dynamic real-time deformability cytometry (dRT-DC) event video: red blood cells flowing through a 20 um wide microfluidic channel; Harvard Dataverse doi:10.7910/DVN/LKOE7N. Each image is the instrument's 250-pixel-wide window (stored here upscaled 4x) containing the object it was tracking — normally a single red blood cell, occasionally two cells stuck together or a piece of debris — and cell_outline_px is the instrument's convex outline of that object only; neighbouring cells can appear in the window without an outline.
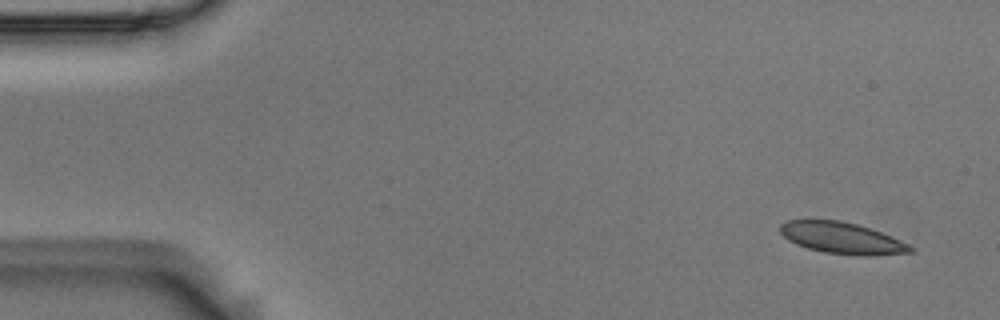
{"species": "Egyptian fruit bat (a non-hibernating species)", "species_latin": "Rousettus aegyptiacus", "temperature_condition": "room temperature", "stored_images_in_passage": 9, "camera_frame_rate_fps": 3000, "um_per_image_px": 0.085, "animal": {"sex": "male"}, "frame": {"image": 1, "passage_image": 1, "time_ms": 0.0, "image_size_px": [1000, 320], "cell_outline_px": [[916, 248], [912, 252], [876, 256], [856, 256], [824, 252], [808, 248], [796, 244], [788, 240], [780, 232], [780, 224], [788, 220], [840, 220], [856, 224], [880, 232], [900, 240]], "centroid_in_image_um": [71.58, 20.25], "position_along_channel_um": 13.4, "area_um2": 23.87}}
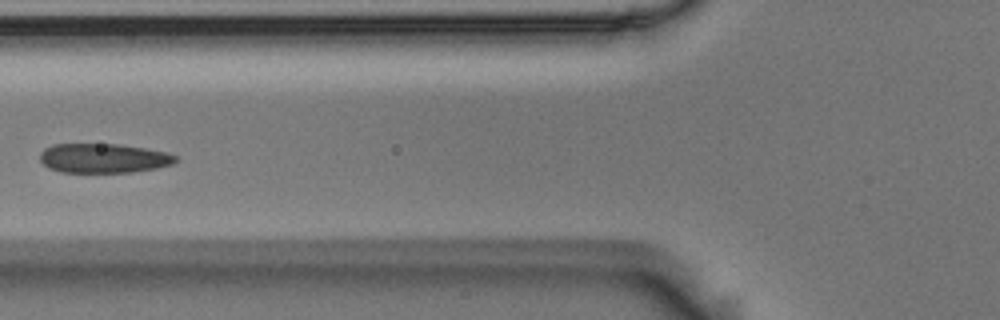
{"frame": {"image": 2, "passage_image": 6, "time_ms": 1.667, "image_size_px": [1000, 320], "cell_outline_px": [[180, 160], [172, 164], [156, 168], [132, 172], [60, 172], [48, 168], [40, 160], [40, 152], [44, 148], [52, 144], [120, 144], [144, 148], [164, 152], [176, 156]], "centroid_in_image_um": [8.78, 13.44], "position_along_channel_um": 117.0, "area_um2": 23.29}}
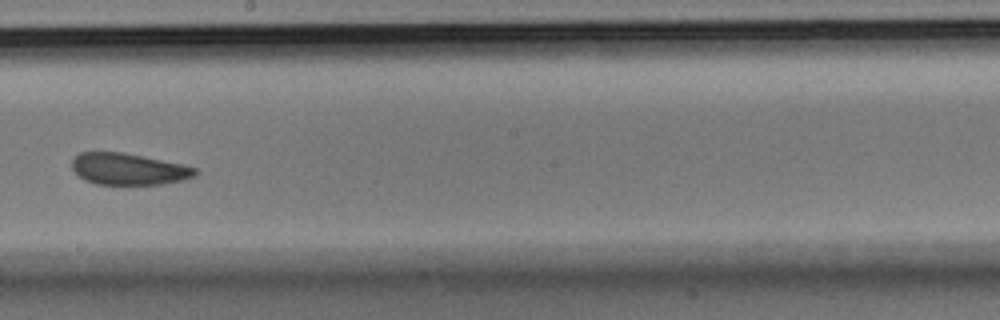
{"frame": {"image": 3, "passage_image": 9, "time_ms": 2.667, "image_size_px": [1000, 320], "cell_outline_px": [[196, 176], [184, 180], [160, 184], [96, 184], [84, 180], [72, 168], [72, 156], [80, 152], [124, 152], [184, 164], [196, 168]], "centroid_in_image_um": [10.92, 14.36], "position_along_channel_um": 237.3, "area_um2": 22.83}}